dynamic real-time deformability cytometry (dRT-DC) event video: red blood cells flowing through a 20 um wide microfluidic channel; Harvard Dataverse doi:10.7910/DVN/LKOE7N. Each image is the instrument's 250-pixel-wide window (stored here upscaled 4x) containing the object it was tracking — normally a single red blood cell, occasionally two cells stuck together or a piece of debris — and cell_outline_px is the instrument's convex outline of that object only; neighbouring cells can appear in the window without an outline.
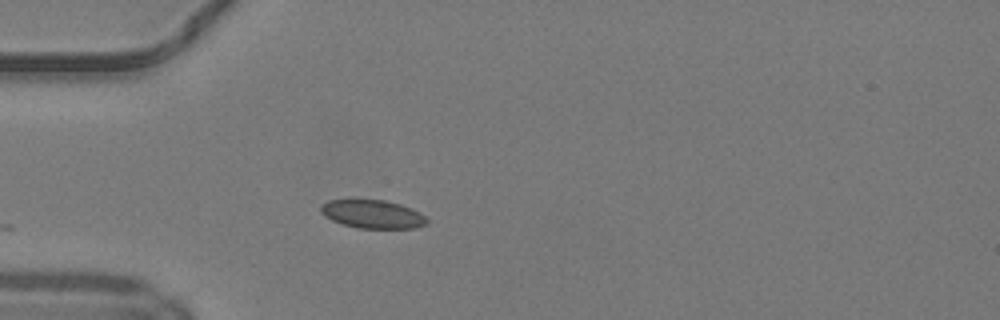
{"species": "common noctule bat (a hibernating species)", "species_latin": "Nyctalus noctula", "temperature_condition": "warm", "stored_images_in_passage": 6, "camera_frame_rate_fps": 3000, "um_per_image_px": 0.085, "animal": {"sex": "male", "body_mass_g": 19.2, "forearm_length_mm": 51.8}, "frame": {"image": 1, "passage_image": 1, "time_ms": 0.0, "image_size_px": [1000, 320], "cell_outline_px": [[428, 224], [416, 228], [356, 228], [332, 220], [324, 216], [320, 212], [320, 204], [328, 200], [384, 200], [400, 204], [412, 208], [420, 212], [428, 220]], "centroid_in_image_um": [31.67, 18.2], "position_along_channel_um": 53.3, "area_um2": 17.63}}
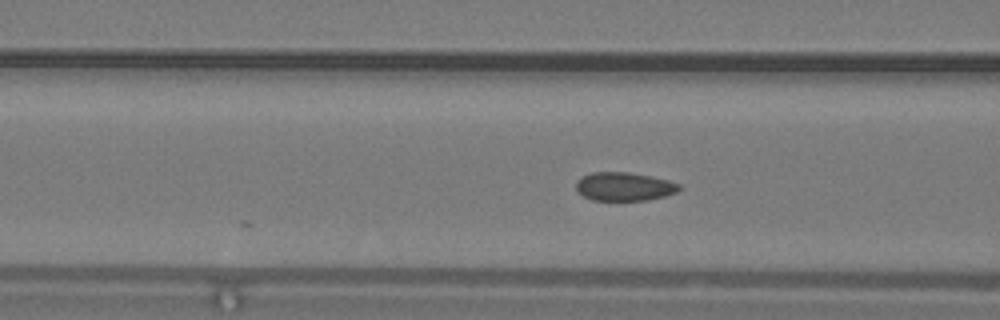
{"frame": {"image": 2, "passage_image": 6, "time_ms": 1.667, "image_size_px": [1000, 320], "cell_outline_px": [[684, 188], [676, 192], [664, 196], [648, 200], [592, 200], [584, 196], [576, 188], [576, 180], [580, 176], [592, 172], [628, 172], [652, 176], [668, 180], [680, 184]], "centroid_in_image_um": [53.07, 15.84], "position_along_channel_um": 113.5, "area_um2": 17.28}}